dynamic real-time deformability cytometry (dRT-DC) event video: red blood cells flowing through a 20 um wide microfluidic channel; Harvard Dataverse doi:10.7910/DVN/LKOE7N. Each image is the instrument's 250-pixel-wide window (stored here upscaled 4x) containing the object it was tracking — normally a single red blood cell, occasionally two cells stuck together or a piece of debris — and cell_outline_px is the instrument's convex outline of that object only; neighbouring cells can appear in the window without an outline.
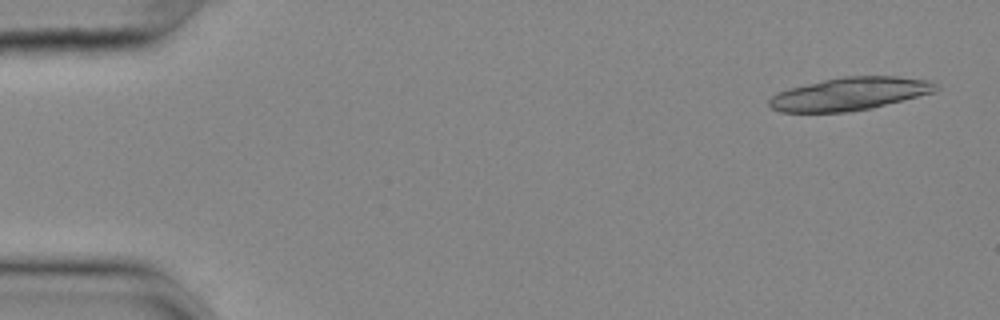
{"species": "common noctule bat (a hibernating species)", "species_latin": "Nyctalus noctula", "temperature_condition": "cold", "stored_images_in_passage": 9, "camera_frame_rate_fps": 3000, "um_per_image_px": 0.085, "animal": {"sex": "female", "body_mass_g": 25.1}, "frame": {"image": 1, "passage_image": 1, "time_ms": 0.0, "image_size_px": [1000, 320], "cell_outline_px": [[940, 88], [936, 92], [872, 108], [848, 112], [780, 112], [772, 108], [768, 104], [768, 100], [776, 92], [788, 88], [824, 80], [844, 76], [896, 76], [928, 80], [936, 84]], "centroid_in_image_um": [72.23, 7.98], "position_along_channel_um": 12.8, "area_um2": 32.08}}